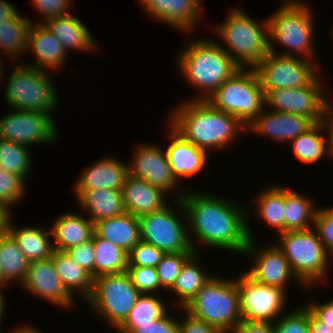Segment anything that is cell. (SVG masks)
Masks as SVG:
<instances>
[{
	"mask_svg": "<svg viewBox=\"0 0 333 333\" xmlns=\"http://www.w3.org/2000/svg\"><path fill=\"white\" fill-rule=\"evenodd\" d=\"M186 191L176 194L175 207L182 218H187L193 239L197 238L206 247L243 254L250 239H254L248 222L249 207L242 208L213 194Z\"/></svg>",
	"mask_w": 333,
	"mask_h": 333,
	"instance_id": "6da1fadb",
	"label": "cell"
},
{
	"mask_svg": "<svg viewBox=\"0 0 333 333\" xmlns=\"http://www.w3.org/2000/svg\"><path fill=\"white\" fill-rule=\"evenodd\" d=\"M190 100L177 104L168 122L185 140L198 148L206 152L225 149L237 139L238 132L246 130L236 117L213 108L206 100Z\"/></svg>",
	"mask_w": 333,
	"mask_h": 333,
	"instance_id": "7a4b0ae2",
	"label": "cell"
},
{
	"mask_svg": "<svg viewBox=\"0 0 333 333\" xmlns=\"http://www.w3.org/2000/svg\"><path fill=\"white\" fill-rule=\"evenodd\" d=\"M176 64L181 76L201 94L193 100H207L241 67L215 40L197 39L180 51ZM202 89V90H201Z\"/></svg>",
	"mask_w": 333,
	"mask_h": 333,
	"instance_id": "3957f363",
	"label": "cell"
},
{
	"mask_svg": "<svg viewBox=\"0 0 333 333\" xmlns=\"http://www.w3.org/2000/svg\"><path fill=\"white\" fill-rule=\"evenodd\" d=\"M229 12L215 27L227 48L223 43L220 46L241 68H254L270 52L268 19L256 22L239 7Z\"/></svg>",
	"mask_w": 333,
	"mask_h": 333,
	"instance_id": "277c9868",
	"label": "cell"
},
{
	"mask_svg": "<svg viewBox=\"0 0 333 333\" xmlns=\"http://www.w3.org/2000/svg\"><path fill=\"white\" fill-rule=\"evenodd\" d=\"M184 310L223 333H232L242 321L236 280L213 275Z\"/></svg>",
	"mask_w": 333,
	"mask_h": 333,
	"instance_id": "5b68a950",
	"label": "cell"
},
{
	"mask_svg": "<svg viewBox=\"0 0 333 333\" xmlns=\"http://www.w3.org/2000/svg\"><path fill=\"white\" fill-rule=\"evenodd\" d=\"M285 1L287 3L284 2L274 14L267 17L269 48H274L273 43L276 42L287 48L279 55L295 57V54H301V58L312 60L315 27L311 9L303 1Z\"/></svg>",
	"mask_w": 333,
	"mask_h": 333,
	"instance_id": "8992f818",
	"label": "cell"
},
{
	"mask_svg": "<svg viewBox=\"0 0 333 333\" xmlns=\"http://www.w3.org/2000/svg\"><path fill=\"white\" fill-rule=\"evenodd\" d=\"M213 108L230 113L246 128L265 107V94L254 68H240L206 100Z\"/></svg>",
	"mask_w": 333,
	"mask_h": 333,
	"instance_id": "52a82bcc",
	"label": "cell"
},
{
	"mask_svg": "<svg viewBox=\"0 0 333 333\" xmlns=\"http://www.w3.org/2000/svg\"><path fill=\"white\" fill-rule=\"evenodd\" d=\"M278 238L279 243H275L276 246L289 261L292 271L303 285L313 286L326 279L330 255L314 228L281 232Z\"/></svg>",
	"mask_w": 333,
	"mask_h": 333,
	"instance_id": "ba28073f",
	"label": "cell"
},
{
	"mask_svg": "<svg viewBox=\"0 0 333 333\" xmlns=\"http://www.w3.org/2000/svg\"><path fill=\"white\" fill-rule=\"evenodd\" d=\"M45 71L19 63L6 84V104L14 110L53 114L60 100L54 81Z\"/></svg>",
	"mask_w": 333,
	"mask_h": 333,
	"instance_id": "9c48e42d",
	"label": "cell"
},
{
	"mask_svg": "<svg viewBox=\"0 0 333 333\" xmlns=\"http://www.w3.org/2000/svg\"><path fill=\"white\" fill-rule=\"evenodd\" d=\"M140 295L127 272L104 274L93 278V290L86 303L116 330L126 320Z\"/></svg>",
	"mask_w": 333,
	"mask_h": 333,
	"instance_id": "30bf717a",
	"label": "cell"
},
{
	"mask_svg": "<svg viewBox=\"0 0 333 333\" xmlns=\"http://www.w3.org/2000/svg\"><path fill=\"white\" fill-rule=\"evenodd\" d=\"M175 213V209L168 204L160 211L139 216L141 240L157 247L165 254L197 252L196 245L188 234L187 218L184 222L179 218L181 215Z\"/></svg>",
	"mask_w": 333,
	"mask_h": 333,
	"instance_id": "8fae6325",
	"label": "cell"
},
{
	"mask_svg": "<svg viewBox=\"0 0 333 333\" xmlns=\"http://www.w3.org/2000/svg\"><path fill=\"white\" fill-rule=\"evenodd\" d=\"M269 50L270 52L254 67L265 95L270 90L279 88L307 86L317 77L319 65L316 66L314 61L297 56L279 55L275 48Z\"/></svg>",
	"mask_w": 333,
	"mask_h": 333,
	"instance_id": "7c38bea8",
	"label": "cell"
},
{
	"mask_svg": "<svg viewBox=\"0 0 333 333\" xmlns=\"http://www.w3.org/2000/svg\"><path fill=\"white\" fill-rule=\"evenodd\" d=\"M319 79L317 76L307 86L270 90L265 95V106L279 113L305 116L314 123L324 121L331 115L333 104L323 95Z\"/></svg>",
	"mask_w": 333,
	"mask_h": 333,
	"instance_id": "4fadbf2b",
	"label": "cell"
},
{
	"mask_svg": "<svg viewBox=\"0 0 333 333\" xmlns=\"http://www.w3.org/2000/svg\"><path fill=\"white\" fill-rule=\"evenodd\" d=\"M236 282L242 320L273 323L282 315L287 302L285 290L255 282L245 272Z\"/></svg>",
	"mask_w": 333,
	"mask_h": 333,
	"instance_id": "5bb4252c",
	"label": "cell"
},
{
	"mask_svg": "<svg viewBox=\"0 0 333 333\" xmlns=\"http://www.w3.org/2000/svg\"><path fill=\"white\" fill-rule=\"evenodd\" d=\"M51 114L15 110L0 120V138L32 147L57 140V129Z\"/></svg>",
	"mask_w": 333,
	"mask_h": 333,
	"instance_id": "9a60e30c",
	"label": "cell"
},
{
	"mask_svg": "<svg viewBox=\"0 0 333 333\" xmlns=\"http://www.w3.org/2000/svg\"><path fill=\"white\" fill-rule=\"evenodd\" d=\"M255 238L250 239L247 248L243 255H252V267L246 271V274L251 277L255 282L260 284L281 288L286 291L285 286L289 283L292 276L293 280L303 284L294 274L291 269L289 261L285 258L282 251L276 246L270 244L264 249L257 250Z\"/></svg>",
	"mask_w": 333,
	"mask_h": 333,
	"instance_id": "2e32d148",
	"label": "cell"
},
{
	"mask_svg": "<svg viewBox=\"0 0 333 333\" xmlns=\"http://www.w3.org/2000/svg\"><path fill=\"white\" fill-rule=\"evenodd\" d=\"M135 148L132 163L128 164L129 174L145 180L166 193L174 191L179 182L172 175L166 151L156 144H144V142Z\"/></svg>",
	"mask_w": 333,
	"mask_h": 333,
	"instance_id": "e0dca14e",
	"label": "cell"
},
{
	"mask_svg": "<svg viewBox=\"0 0 333 333\" xmlns=\"http://www.w3.org/2000/svg\"><path fill=\"white\" fill-rule=\"evenodd\" d=\"M20 285L28 293L64 309L73 306L75 301L57 275L51 257L30 261L25 279Z\"/></svg>",
	"mask_w": 333,
	"mask_h": 333,
	"instance_id": "ac0fdd59",
	"label": "cell"
},
{
	"mask_svg": "<svg viewBox=\"0 0 333 333\" xmlns=\"http://www.w3.org/2000/svg\"><path fill=\"white\" fill-rule=\"evenodd\" d=\"M138 1L153 19L188 33L194 30L197 23L199 24L198 18L202 14V0Z\"/></svg>",
	"mask_w": 333,
	"mask_h": 333,
	"instance_id": "d6986e66",
	"label": "cell"
},
{
	"mask_svg": "<svg viewBox=\"0 0 333 333\" xmlns=\"http://www.w3.org/2000/svg\"><path fill=\"white\" fill-rule=\"evenodd\" d=\"M314 124L310 118L305 116L279 113L272 110L265 111L264 107L262 112L246 128V131L289 143Z\"/></svg>",
	"mask_w": 333,
	"mask_h": 333,
	"instance_id": "ffe728a7",
	"label": "cell"
},
{
	"mask_svg": "<svg viewBox=\"0 0 333 333\" xmlns=\"http://www.w3.org/2000/svg\"><path fill=\"white\" fill-rule=\"evenodd\" d=\"M168 135L170 143L165 148L172 175L180 182L181 177L195 176L203 171L208 153L185 140L171 126Z\"/></svg>",
	"mask_w": 333,
	"mask_h": 333,
	"instance_id": "44dd1931",
	"label": "cell"
},
{
	"mask_svg": "<svg viewBox=\"0 0 333 333\" xmlns=\"http://www.w3.org/2000/svg\"><path fill=\"white\" fill-rule=\"evenodd\" d=\"M124 208L136 217L162 210L168 202L162 189L140 178L127 175L121 189Z\"/></svg>",
	"mask_w": 333,
	"mask_h": 333,
	"instance_id": "7402d4cb",
	"label": "cell"
},
{
	"mask_svg": "<svg viewBox=\"0 0 333 333\" xmlns=\"http://www.w3.org/2000/svg\"><path fill=\"white\" fill-rule=\"evenodd\" d=\"M27 50L34 53L36 62L32 63L33 65L25 61L22 63L42 71L45 68L49 71L62 68L68 52L43 24H36V22L31 23L29 28Z\"/></svg>",
	"mask_w": 333,
	"mask_h": 333,
	"instance_id": "603a6c76",
	"label": "cell"
},
{
	"mask_svg": "<svg viewBox=\"0 0 333 333\" xmlns=\"http://www.w3.org/2000/svg\"><path fill=\"white\" fill-rule=\"evenodd\" d=\"M128 165L113 157L102 158L85 170L78 178L74 190H121L126 180Z\"/></svg>",
	"mask_w": 333,
	"mask_h": 333,
	"instance_id": "cb8c5ba5",
	"label": "cell"
},
{
	"mask_svg": "<svg viewBox=\"0 0 333 333\" xmlns=\"http://www.w3.org/2000/svg\"><path fill=\"white\" fill-rule=\"evenodd\" d=\"M37 24H43L59 40L66 51L72 49L89 52L95 51L97 48L91 32L73 14L49 19L45 22L40 21Z\"/></svg>",
	"mask_w": 333,
	"mask_h": 333,
	"instance_id": "d4e9b609",
	"label": "cell"
},
{
	"mask_svg": "<svg viewBox=\"0 0 333 333\" xmlns=\"http://www.w3.org/2000/svg\"><path fill=\"white\" fill-rule=\"evenodd\" d=\"M78 206L87 210L88 218L93 222L116 217L126 212L121 190L93 189L75 190Z\"/></svg>",
	"mask_w": 333,
	"mask_h": 333,
	"instance_id": "484cf974",
	"label": "cell"
},
{
	"mask_svg": "<svg viewBox=\"0 0 333 333\" xmlns=\"http://www.w3.org/2000/svg\"><path fill=\"white\" fill-rule=\"evenodd\" d=\"M54 250L65 252L92 238L94 223L77 213H63L51 229Z\"/></svg>",
	"mask_w": 333,
	"mask_h": 333,
	"instance_id": "4316f807",
	"label": "cell"
},
{
	"mask_svg": "<svg viewBox=\"0 0 333 333\" xmlns=\"http://www.w3.org/2000/svg\"><path fill=\"white\" fill-rule=\"evenodd\" d=\"M94 233L127 253L141 240L138 217L127 212L95 222Z\"/></svg>",
	"mask_w": 333,
	"mask_h": 333,
	"instance_id": "83f0119b",
	"label": "cell"
},
{
	"mask_svg": "<svg viewBox=\"0 0 333 333\" xmlns=\"http://www.w3.org/2000/svg\"><path fill=\"white\" fill-rule=\"evenodd\" d=\"M13 220L9 219L7 225V232L17 242L18 247L24 253L29 261L33 260H44L52 256L54 251L53 243L50 242V236L52 231L49 229L31 226H23L15 228L13 226Z\"/></svg>",
	"mask_w": 333,
	"mask_h": 333,
	"instance_id": "f1b7e54d",
	"label": "cell"
},
{
	"mask_svg": "<svg viewBox=\"0 0 333 333\" xmlns=\"http://www.w3.org/2000/svg\"><path fill=\"white\" fill-rule=\"evenodd\" d=\"M51 258L55 271L67 291L72 296H74L73 293L76 294L77 292L87 300L93 290L92 276L80 267L66 252L54 250Z\"/></svg>",
	"mask_w": 333,
	"mask_h": 333,
	"instance_id": "f546056e",
	"label": "cell"
},
{
	"mask_svg": "<svg viewBox=\"0 0 333 333\" xmlns=\"http://www.w3.org/2000/svg\"><path fill=\"white\" fill-rule=\"evenodd\" d=\"M327 130H329V117L315 123L307 131L292 139L289 143L292 145L294 156L307 165H313L320 161L323 155H328V134L327 137L323 136V132L327 133Z\"/></svg>",
	"mask_w": 333,
	"mask_h": 333,
	"instance_id": "4dcf8cb0",
	"label": "cell"
},
{
	"mask_svg": "<svg viewBox=\"0 0 333 333\" xmlns=\"http://www.w3.org/2000/svg\"><path fill=\"white\" fill-rule=\"evenodd\" d=\"M197 255V252H195L184 263L173 287L170 289L171 292L174 291V293L180 297L178 298L179 300L176 301V306H179L181 309H184L189 304L197 292L212 278L213 275L203 272L199 265V256Z\"/></svg>",
	"mask_w": 333,
	"mask_h": 333,
	"instance_id": "1f68e13d",
	"label": "cell"
},
{
	"mask_svg": "<svg viewBox=\"0 0 333 333\" xmlns=\"http://www.w3.org/2000/svg\"><path fill=\"white\" fill-rule=\"evenodd\" d=\"M312 201L298 191L285 188L284 232L313 228L317 209Z\"/></svg>",
	"mask_w": 333,
	"mask_h": 333,
	"instance_id": "d6a6232c",
	"label": "cell"
},
{
	"mask_svg": "<svg viewBox=\"0 0 333 333\" xmlns=\"http://www.w3.org/2000/svg\"><path fill=\"white\" fill-rule=\"evenodd\" d=\"M94 240V278L104 274L126 272L127 252L113 243L93 234Z\"/></svg>",
	"mask_w": 333,
	"mask_h": 333,
	"instance_id": "836d02e7",
	"label": "cell"
},
{
	"mask_svg": "<svg viewBox=\"0 0 333 333\" xmlns=\"http://www.w3.org/2000/svg\"><path fill=\"white\" fill-rule=\"evenodd\" d=\"M32 20L20 13L11 20L0 24V50L10 56L19 58L27 52L28 32Z\"/></svg>",
	"mask_w": 333,
	"mask_h": 333,
	"instance_id": "e575fe53",
	"label": "cell"
},
{
	"mask_svg": "<svg viewBox=\"0 0 333 333\" xmlns=\"http://www.w3.org/2000/svg\"><path fill=\"white\" fill-rule=\"evenodd\" d=\"M257 198L258 216L275 228L278 234L284 232L285 187L272 185V187L264 189L262 193L260 192Z\"/></svg>",
	"mask_w": 333,
	"mask_h": 333,
	"instance_id": "d590c367",
	"label": "cell"
},
{
	"mask_svg": "<svg viewBox=\"0 0 333 333\" xmlns=\"http://www.w3.org/2000/svg\"><path fill=\"white\" fill-rule=\"evenodd\" d=\"M29 262L13 237L8 232L2 234L1 263L4 280L7 283L16 280L21 284L27 274Z\"/></svg>",
	"mask_w": 333,
	"mask_h": 333,
	"instance_id": "8d00e7d4",
	"label": "cell"
},
{
	"mask_svg": "<svg viewBox=\"0 0 333 333\" xmlns=\"http://www.w3.org/2000/svg\"><path fill=\"white\" fill-rule=\"evenodd\" d=\"M31 161L27 146L0 138V168L26 181L31 171Z\"/></svg>",
	"mask_w": 333,
	"mask_h": 333,
	"instance_id": "74e56055",
	"label": "cell"
},
{
	"mask_svg": "<svg viewBox=\"0 0 333 333\" xmlns=\"http://www.w3.org/2000/svg\"><path fill=\"white\" fill-rule=\"evenodd\" d=\"M156 295L141 294L126 320L119 327H140V324L151 323L167 313V306Z\"/></svg>",
	"mask_w": 333,
	"mask_h": 333,
	"instance_id": "f35d334b",
	"label": "cell"
},
{
	"mask_svg": "<svg viewBox=\"0 0 333 333\" xmlns=\"http://www.w3.org/2000/svg\"><path fill=\"white\" fill-rule=\"evenodd\" d=\"M194 253L195 251H182L179 253H168L163 256L162 260L156 265L161 288L170 292L184 263Z\"/></svg>",
	"mask_w": 333,
	"mask_h": 333,
	"instance_id": "ab89813d",
	"label": "cell"
},
{
	"mask_svg": "<svg viewBox=\"0 0 333 333\" xmlns=\"http://www.w3.org/2000/svg\"><path fill=\"white\" fill-rule=\"evenodd\" d=\"M272 323L275 333H310L309 309L304 305Z\"/></svg>",
	"mask_w": 333,
	"mask_h": 333,
	"instance_id": "60d3db41",
	"label": "cell"
},
{
	"mask_svg": "<svg viewBox=\"0 0 333 333\" xmlns=\"http://www.w3.org/2000/svg\"><path fill=\"white\" fill-rule=\"evenodd\" d=\"M25 180L0 168V202L8 209L24 197Z\"/></svg>",
	"mask_w": 333,
	"mask_h": 333,
	"instance_id": "b9f144b4",
	"label": "cell"
},
{
	"mask_svg": "<svg viewBox=\"0 0 333 333\" xmlns=\"http://www.w3.org/2000/svg\"><path fill=\"white\" fill-rule=\"evenodd\" d=\"M132 284L141 294H154L161 289L156 267L149 266H127ZM155 291V292H154Z\"/></svg>",
	"mask_w": 333,
	"mask_h": 333,
	"instance_id": "7bdbcfd3",
	"label": "cell"
},
{
	"mask_svg": "<svg viewBox=\"0 0 333 333\" xmlns=\"http://www.w3.org/2000/svg\"><path fill=\"white\" fill-rule=\"evenodd\" d=\"M165 255L157 247L140 240L128 253L127 266L156 267Z\"/></svg>",
	"mask_w": 333,
	"mask_h": 333,
	"instance_id": "ee69618b",
	"label": "cell"
},
{
	"mask_svg": "<svg viewBox=\"0 0 333 333\" xmlns=\"http://www.w3.org/2000/svg\"><path fill=\"white\" fill-rule=\"evenodd\" d=\"M328 254L333 257V208L316 210L314 226Z\"/></svg>",
	"mask_w": 333,
	"mask_h": 333,
	"instance_id": "f6af8a7d",
	"label": "cell"
},
{
	"mask_svg": "<svg viewBox=\"0 0 333 333\" xmlns=\"http://www.w3.org/2000/svg\"><path fill=\"white\" fill-rule=\"evenodd\" d=\"M151 323L140 324V327H118L117 333H179V319L168 315Z\"/></svg>",
	"mask_w": 333,
	"mask_h": 333,
	"instance_id": "bcb514c9",
	"label": "cell"
},
{
	"mask_svg": "<svg viewBox=\"0 0 333 333\" xmlns=\"http://www.w3.org/2000/svg\"><path fill=\"white\" fill-rule=\"evenodd\" d=\"M80 267L94 278V240L91 239L65 251Z\"/></svg>",
	"mask_w": 333,
	"mask_h": 333,
	"instance_id": "7dc6e473",
	"label": "cell"
},
{
	"mask_svg": "<svg viewBox=\"0 0 333 333\" xmlns=\"http://www.w3.org/2000/svg\"><path fill=\"white\" fill-rule=\"evenodd\" d=\"M34 8L43 15V21L63 17L72 14L69 13L70 0H33Z\"/></svg>",
	"mask_w": 333,
	"mask_h": 333,
	"instance_id": "c3c4849f",
	"label": "cell"
},
{
	"mask_svg": "<svg viewBox=\"0 0 333 333\" xmlns=\"http://www.w3.org/2000/svg\"><path fill=\"white\" fill-rule=\"evenodd\" d=\"M181 310L186 317L179 320V333H223L215 326L193 317L184 309Z\"/></svg>",
	"mask_w": 333,
	"mask_h": 333,
	"instance_id": "681fc988",
	"label": "cell"
},
{
	"mask_svg": "<svg viewBox=\"0 0 333 333\" xmlns=\"http://www.w3.org/2000/svg\"><path fill=\"white\" fill-rule=\"evenodd\" d=\"M306 307L325 325L333 327V299L325 302H310Z\"/></svg>",
	"mask_w": 333,
	"mask_h": 333,
	"instance_id": "f907efd6",
	"label": "cell"
},
{
	"mask_svg": "<svg viewBox=\"0 0 333 333\" xmlns=\"http://www.w3.org/2000/svg\"><path fill=\"white\" fill-rule=\"evenodd\" d=\"M232 333H275L271 322L242 320Z\"/></svg>",
	"mask_w": 333,
	"mask_h": 333,
	"instance_id": "816d5d0a",
	"label": "cell"
},
{
	"mask_svg": "<svg viewBox=\"0 0 333 333\" xmlns=\"http://www.w3.org/2000/svg\"><path fill=\"white\" fill-rule=\"evenodd\" d=\"M309 327L310 333H333V327H329L322 323L310 310Z\"/></svg>",
	"mask_w": 333,
	"mask_h": 333,
	"instance_id": "f5cc1de1",
	"label": "cell"
},
{
	"mask_svg": "<svg viewBox=\"0 0 333 333\" xmlns=\"http://www.w3.org/2000/svg\"><path fill=\"white\" fill-rule=\"evenodd\" d=\"M19 14L15 7L10 3L0 0V24L14 19Z\"/></svg>",
	"mask_w": 333,
	"mask_h": 333,
	"instance_id": "db71d44e",
	"label": "cell"
},
{
	"mask_svg": "<svg viewBox=\"0 0 333 333\" xmlns=\"http://www.w3.org/2000/svg\"><path fill=\"white\" fill-rule=\"evenodd\" d=\"M12 211L11 208L8 209L0 202V235L7 232V225L10 219Z\"/></svg>",
	"mask_w": 333,
	"mask_h": 333,
	"instance_id": "11a10c76",
	"label": "cell"
},
{
	"mask_svg": "<svg viewBox=\"0 0 333 333\" xmlns=\"http://www.w3.org/2000/svg\"><path fill=\"white\" fill-rule=\"evenodd\" d=\"M328 155L333 157V118L329 116V130H328Z\"/></svg>",
	"mask_w": 333,
	"mask_h": 333,
	"instance_id": "9f6ffc18",
	"label": "cell"
},
{
	"mask_svg": "<svg viewBox=\"0 0 333 333\" xmlns=\"http://www.w3.org/2000/svg\"><path fill=\"white\" fill-rule=\"evenodd\" d=\"M24 326L16 328L15 331L14 330L12 331V333H42L40 332V330H37V328H34L33 326L32 327L31 326L28 327L27 325Z\"/></svg>",
	"mask_w": 333,
	"mask_h": 333,
	"instance_id": "6f0895ef",
	"label": "cell"
},
{
	"mask_svg": "<svg viewBox=\"0 0 333 333\" xmlns=\"http://www.w3.org/2000/svg\"><path fill=\"white\" fill-rule=\"evenodd\" d=\"M2 288L3 287H0V324H1V321H2V317L4 316L3 314H4V311H5V304L6 303H4L5 302V300H4V296H3V294H2ZM0 332H1V330H0Z\"/></svg>",
	"mask_w": 333,
	"mask_h": 333,
	"instance_id": "680465c9",
	"label": "cell"
},
{
	"mask_svg": "<svg viewBox=\"0 0 333 333\" xmlns=\"http://www.w3.org/2000/svg\"><path fill=\"white\" fill-rule=\"evenodd\" d=\"M8 283L3 278L2 263H1V235H0V287H5Z\"/></svg>",
	"mask_w": 333,
	"mask_h": 333,
	"instance_id": "91938a15",
	"label": "cell"
},
{
	"mask_svg": "<svg viewBox=\"0 0 333 333\" xmlns=\"http://www.w3.org/2000/svg\"><path fill=\"white\" fill-rule=\"evenodd\" d=\"M1 60H2V58L0 59V80H1V77L4 76V75H2V74H3V73H2V70H3V69H2V65H3V64H2V62H1Z\"/></svg>",
	"mask_w": 333,
	"mask_h": 333,
	"instance_id": "94428289",
	"label": "cell"
},
{
	"mask_svg": "<svg viewBox=\"0 0 333 333\" xmlns=\"http://www.w3.org/2000/svg\"><path fill=\"white\" fill-rule=\"evenodd\" d=\"M331 115H332V118H333V106H332V109H331Z\"/></svg>",
	"mask_w": 333,
	"mask_h": 333,
	"instance_id": "6125c7cd",
	"label": "cell"
}]
</instances>
